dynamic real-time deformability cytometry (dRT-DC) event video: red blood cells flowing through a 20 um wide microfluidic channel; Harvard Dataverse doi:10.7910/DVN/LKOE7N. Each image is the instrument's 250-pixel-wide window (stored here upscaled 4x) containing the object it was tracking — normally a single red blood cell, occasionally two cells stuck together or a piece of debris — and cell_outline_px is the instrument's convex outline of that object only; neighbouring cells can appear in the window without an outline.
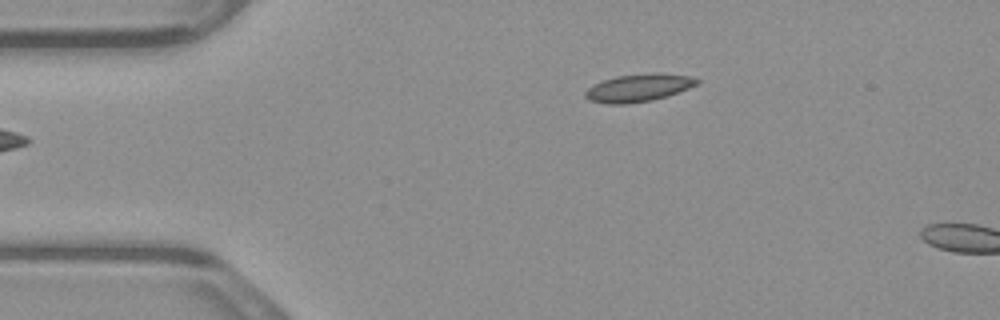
{"species": "common noctule bat (a hibernating species)", "species_latin": "Nyctalus noctula", "temperature_condition": "warm", "stored_images_in_passage": 4, "camera_frame_rate_fps": 3000, "um_per_image_px": 0.085, "animal": {"sex": "male", "body_mass_g": 23.1, "forearm_length_mm": 52.7}, "frame": {"image": 1, "passage_image": 1, "time_ms": 0.0, "image_size_px": [1000, 320], "cell_outline_px": [[700, 84], [652, 100], [624, 104], [608, 104], [588, 100], [584, 96], [584, 92], [592, 84], [616, 76], [656, 72], [692, 76], [700, 80]], "centroid_in_image_um": [54.26, 7.45], "position_along_channel_um": 30.7, "area_um2": 18.03}}